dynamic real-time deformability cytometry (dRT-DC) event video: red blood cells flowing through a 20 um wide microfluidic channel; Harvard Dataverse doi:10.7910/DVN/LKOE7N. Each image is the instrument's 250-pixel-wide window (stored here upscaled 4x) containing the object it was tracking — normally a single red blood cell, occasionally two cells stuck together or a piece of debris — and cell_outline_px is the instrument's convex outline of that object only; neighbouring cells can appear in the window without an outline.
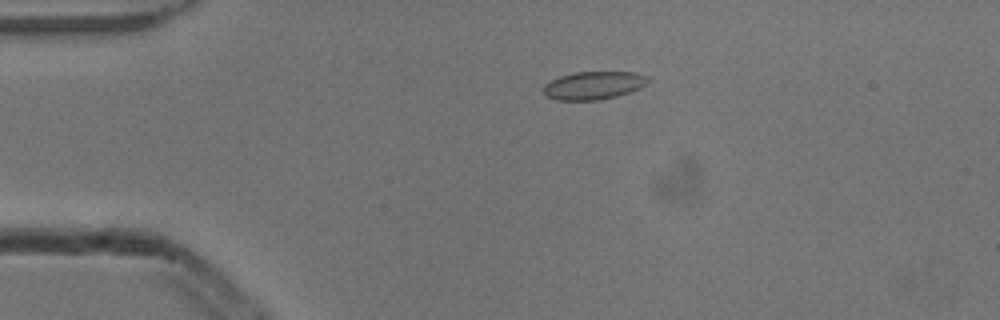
{"species": "common noctule bat (a hibernating species)", "species_latin": "Nyctalus noctula", "temperature_condition": "cold", "stored_images_in_passage": 4, "camera_frame_rate_fps": 3000, "um_per_image_px": 0.085, "animal": {"sex": "male", "body_mass_g": 13.3}, "frame": {"image": 1, "passage_image": 3, "time_ms": 0.667, "image_size_px": [1000, 320], "cell_outline_px": [[652, 80], [640, 88], [616, 96], [596, 100], [556, 100], [548, 96], [544, 92], [544, 84], [560, 76], [576, 72], [636, 72], [648, 76]], "centroid_in_image_um": [50.5, 7.25], "position_along_channel_um": 34.5, "area_um2": 16.99}}